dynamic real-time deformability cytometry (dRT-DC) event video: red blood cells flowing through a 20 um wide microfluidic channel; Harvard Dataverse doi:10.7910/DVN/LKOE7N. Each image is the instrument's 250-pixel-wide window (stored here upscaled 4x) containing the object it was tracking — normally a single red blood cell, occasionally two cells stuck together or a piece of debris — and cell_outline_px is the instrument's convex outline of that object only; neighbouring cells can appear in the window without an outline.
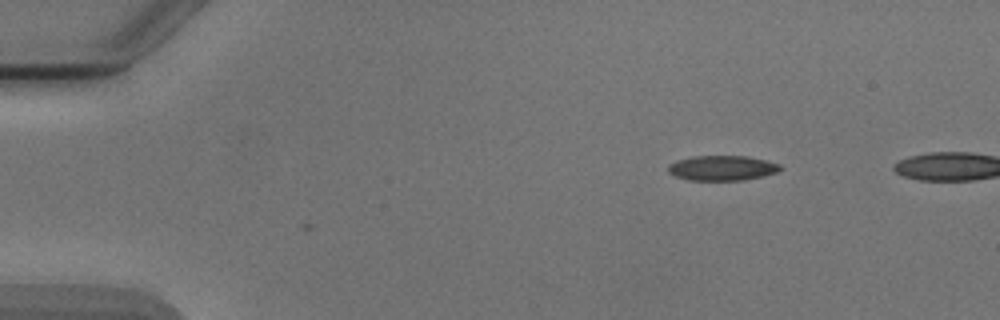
{"species": "Egyptian fruit bat (a non-hibernating species)", "species_latin": "Rousettus aegyptiacus", "temperature_condition": "cold", "stored_images_in_passage": 2, "camera_frame_rate_fps": 3000, "um_per_image_px": 0.085, "animal": {"sex": "male"}, "frame": {"image": 1, "passage_image": 2, "time_ms": 2.0, "image_size_px": [1000, 320], "cell_outline_px": [[784, 168], [780, 172], [764, 176], [744, 180], [688, 180], [676, 176], [668, 172], [668, 164], [676, 160], [692, 156], [748, 156], [780, 164]], "centroid_in_image_um": [61.41, 14.28], "position_along_channel_um": 23.6, "area_um2": 16.53}}